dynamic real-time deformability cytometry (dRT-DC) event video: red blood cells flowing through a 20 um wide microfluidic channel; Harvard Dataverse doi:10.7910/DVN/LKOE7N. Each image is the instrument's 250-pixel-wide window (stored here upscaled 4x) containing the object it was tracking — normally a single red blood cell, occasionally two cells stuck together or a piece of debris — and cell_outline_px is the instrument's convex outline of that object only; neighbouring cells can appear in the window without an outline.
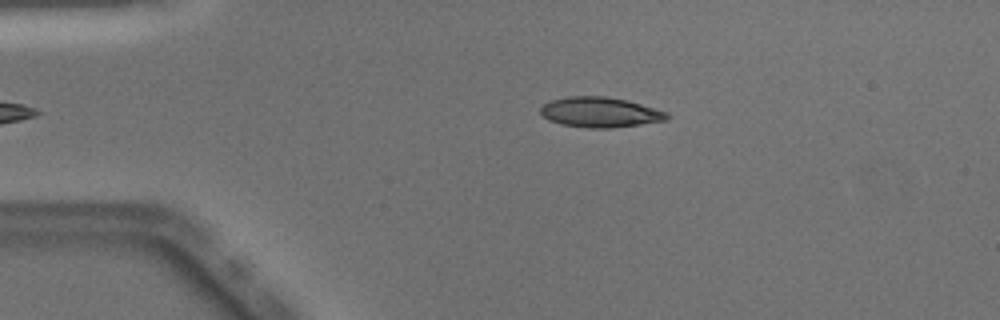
{"species": "Egyptian fruit bat (a non-hibernating species)", "species_latin": "Rousettus aegyptiacus", "temperature_condition": "warm", "stored_images_in_passage": 35, "camera_frame_rate_fps": 3000, "um_per_image_px": 0.085, "animal": {"sex": "male"}, "frame": {"image": 1, "passage_image": 2, "time_ms": 0.333, "image_size_px": [1000, 320], "cell_outline_px": [[672, 116], [668, 120], [612, 128], [588, 128], [560, 124], [548, 120], [540, 112], [540, 108], [544, 104], [552, 100], [568, 96], [604, 96], [628, 100], [668, 112]], "centroid_in_image_um": [51.04, 9.54], "position_along_channel_um": 34.0, "area_um2": 22.37}}
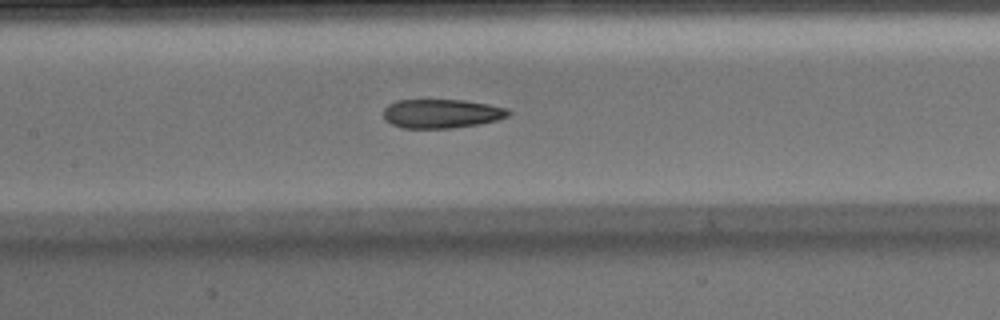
{"frame": {"image": 2, "passage_image": 15, "time_ms": 4.667, "image_size_px": [1000, 320], "cell_outline_px": [[512, 112], [508, 116], [496, 120], [480, 124], [452, 128], [404, 128], [392, 124], [384, 116], [384, 108], [388, 104], [396, 100], [464, 100], [488, 104], [508, 108]], "centroid_in_image_um": [37.56, 9.65], "position_along_channel_um": 169.8, "area_um2": 21.1}}
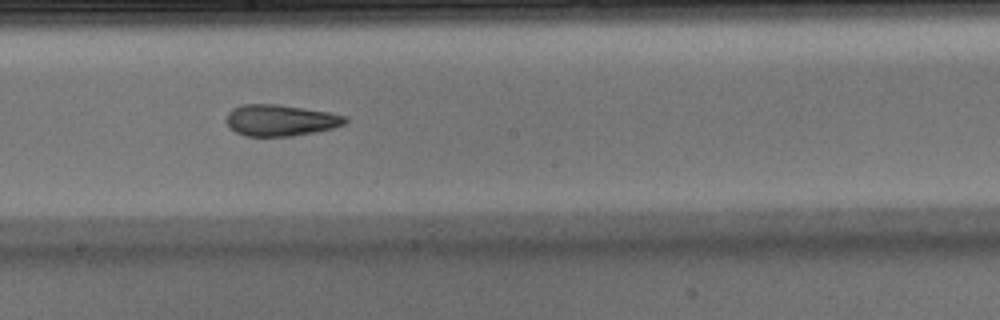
{"frame": {"image": 3, "passage_image": 19, "time_ms": 6.0, "image_size_px": [1000, 320], "cell_outline_px": [[348, 120], [344, 124], [332, 128], [292, 136], [244, 136], [228, 128], [228, 112], [232, 108], [244, 104], [280, 104], [328, 112], [348, 116]], "centroid_in_image_um": [23.83, 10.22], "position_along_channel_um": 224.4, "area_um2": 21.68}, "authors_computed_cell_mechanics": {"area_um2": 21.9062, "velocity_mm_per_s": 4.093, "shape_relaxation_time_tau1_ms": 6.7899, "shape_relaxation_time_tau2_ms": 3.2201, "deformation_change_tau1": 0.2315, "deformation_change_tau2": 0.1277}}